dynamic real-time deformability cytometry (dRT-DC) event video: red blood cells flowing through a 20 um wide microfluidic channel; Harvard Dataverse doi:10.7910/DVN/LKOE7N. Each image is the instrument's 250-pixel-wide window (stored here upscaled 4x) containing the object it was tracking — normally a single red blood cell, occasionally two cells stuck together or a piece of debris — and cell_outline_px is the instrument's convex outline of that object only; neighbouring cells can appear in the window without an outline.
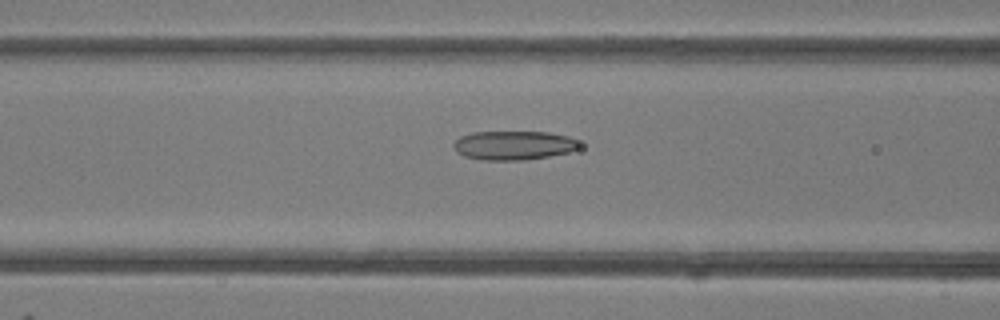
{"species": "common noctule bat (a hibernating species)", "species_latin": "Nyctalus noctula", "temperature_condition": "room temperature", "stored_images_in_passage": 49, "camera_frame_rate_fps": 3000, "um_per_image_px": 0.085, "animal": {"sex": "female"}, "frame": {"image": 1, "passage_image": 20, "time_ms": 6.333, "image_size_px": [1000, 320], "cell_outline_px": [[580, 148], [568, 152], [548, 156], [524, 160], [484, 160], [464, 156], [456, 152], [452, 144], [460, 136], [472, 132], [548, 132], [568, 136], [576, 140], [580, 144]], "centroid_in_image_um": [43.64, 12.35], "position_along_channel_um": 123.0, "area_um2": 21.27}}
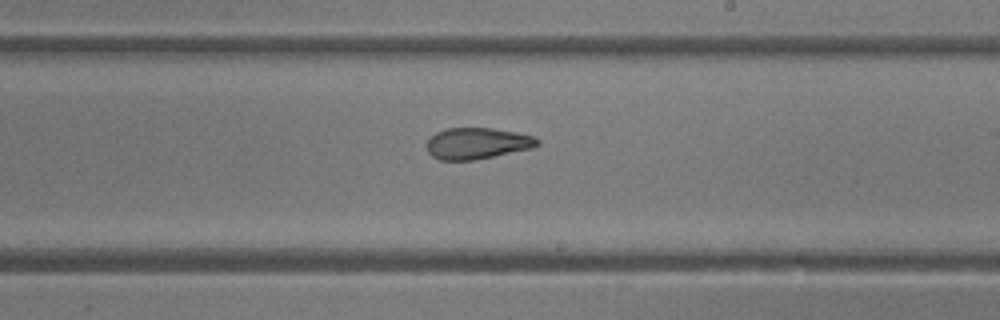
{"frame": {"image": 2, "passage_image": 29, "time_ms": 9.333, "image_size_px": [1000, 320], "cell_outline_px": [[540, 144], [532, 148], [472, 160], [440, 160], [432, 156], [428, 152], [428, 140], [436, 132], [444, 128], [492, 128], [516, 132], [532, 136], [540, 140]], "centroid_in_image_um": [40.56, 12.18], "position_along_channel_um": 248.4, "area_um2": 20.0}}
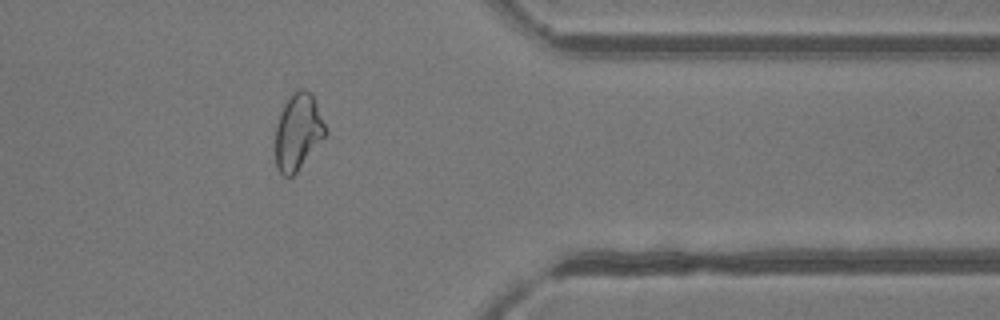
{"frame": {"image": 3, "passage_image": 40, "time_ms": 13.0, "image_size_px": [1000, 320], "cell_outline_px": [[328, 132], [296, 172], [292, 176], [284, 176], [276, 168], [276, 124], [280, 112], [288, 96], [292, 92], [300, 88], [304, 88], [312, 96], [316, 104]], "centroid_in_image_um": [25.31, 11.18], "position_along_channel_um": 386.1, "area_um2": 21.96}, "authors_computed_cell_mechanics": {"area_um2": 22.7732, "velocity_mm_per_s": 4.1912, "shape_relaxation_time_tau1_ms": null, "shape_relaxation_time_tau2_ms": 1.9639, "deformation_change_tau1": null, "deformation_change_tau2": 0.1007}}